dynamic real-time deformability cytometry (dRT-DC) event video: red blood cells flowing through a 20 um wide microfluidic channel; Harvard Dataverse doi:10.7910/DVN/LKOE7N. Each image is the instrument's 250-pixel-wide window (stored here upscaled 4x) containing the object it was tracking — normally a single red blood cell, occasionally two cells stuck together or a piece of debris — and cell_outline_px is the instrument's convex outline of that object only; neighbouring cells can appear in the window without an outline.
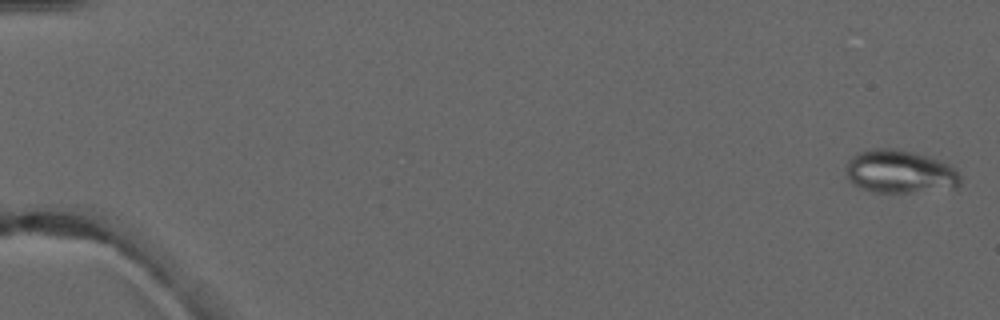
{"species": "common noctule bat (a hibernating species)", "species_latin": "Nyctalus noctula", "temperature_condition": "warm", "stored_images_in_passage": 6, "camera_frame_rate_fps": 3000, "um_per_image_px": 0.085, "animal": {"sex": "male", "forearm_length_mm": 52.5}, "frame": {"image": 1, "passage_image": 1, "time_ms": 0.0, "image_size_px": [1000, 320], "cell_outline_px": [[960, 184], [956, 188], [908, 192], [872, 192], [860, 188], [852, 184], [848, 180], [848, 160], [856, 152], [872, 148], [896, 148], [912, 152], [940, 160], [956, 168], [960, 172]], "centroid_in_image_um": [76.49, 14.59], "position_along_channel_um": 8.5, "area_um2": 28.9}}